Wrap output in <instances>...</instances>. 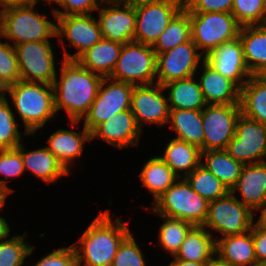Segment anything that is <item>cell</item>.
<instances>
[{
	"mask_svg": "<svg viewBox=\"0 0 266 266\" xmlns=\"http://www.w3.org/2000/svg\"><path fill=\"white\" fill-rule=\"evenodd\" d=\"M54 88L55 110H65L76 128L94 102L103 76L82 67L76 60L63 59ZM76 126V127H75Z\"/></svg>",
	"mask_w": 266,
	"mask_h": 266,
	"instance_id": "obj_1",
	"label": "cell"
},
{
	"mask_svg": "<svg viewBox=\"0 0 266 266\" xmlns=\"http://www.w3.org/2000/svg\"><path fill=\"white\" fill-rule=\"evenodd\" d=\"M110 210L101 211L77 243L72 244L78 266H111L119 245L131 233L128 221H113ZM128 225V226H127Z\"/></svg>",
	"mask_w": 266,
	"mask_h": 266,
	"instance_id": "obj_2",
	"label": "cell"
},
{
	"mask_svg": "<svg viewBox=\"0 0 266 266\" xmlns=\"http://www.w3.org/2000/svg\"><path fill=\"white\" fill-rule=\"evenodd\" d=\"M7 95L29 135H34L57 114L51 84L19 80L7 87Z\"/></svg>",
	"mask_w": 266,
	"mask_h": 266,
	"instance_id": "obj_3",
	"label": "cell"
},
{
	"mask_svg": "<svg viewBox=\"0 0 266 266\" xmlns=\"http://www.w3.org/2000/svg\"><path fill=\"white\" fill-rule=\"evenodd\" d=\"M38 3L9 6L0 10V36L15 46L24 42L50 41L57 37V24L34 9ZM13 43V44H12Z\"/></svg>",
	"mask_w": 266,
	"mask_h": 266,
	"instance_id": "obj_4",
	"label": "cell"
},
{
	"mask_svg": "<svg viewBox=\"0 0 266 266\" xmlns=\"http://www.w3.org/2000/svg\"><path fill=\"white\" fill-rule=\"evenodd\" d=\"M209 201L196 193L184 177H180L149 207L156 215H165L203 226Z\"/></svg>",
	"mask_w": 266,
	"mask_h": 266,
	"instance_id": "obj_5",
	"label": "cell"
},
{
	"mask_svg": "<svg viewBox=\"0 0 266 266\" xmlns=\"http://www.w3.org/2000/svg\"><path fill=\"white\" fill-rule=\"evenodd\" d=\"M191 39L198 50L206 56L224 42L239 37L241 25L232 13H189Z\"/></svg>",
	"mask_w": 266,
	"mask_h": 266,
	"instance_id": "obj_6",
	"label": "cell"
},
{
	"mask_svg": "<svg viewBox=\"0 0 266 266\" xmlns=\"http://www.w3.org/2000/svg\"><path fill=\"white\" fill-rule=\"evenodd\" d=\"M109 78L133 85L156 83V53L152 45L137 41L123 44Z\"/></svg>",
	"mask_w": 266,
	"mask_h": 266,
	"instance_id": "obj_7",
	"label": "cell"
},
{
	"mask_svg": "<svg viewBox=\"0 0 266 266\" xmlns=\"http://www.w3.org/2000/svg\"><path fill=\"white\" fill-rule=\"evenodd\" d=\"M254 213L245 206L236 195L230 192L214 201L209 202L208 214L203 226L213 235L214 230L222 236L244 234L251 230ZM211 229V230H210Z\"/></svg>",
	"mask_w": 266,
	"mask_h": 266,
	"instance_id": "obj_8",
	"label": "cell"
},
{
	"mask_svg": "<svg viewBox=\"0 0 266 266\" xmlns=\"http://www.w3.org/2000/svg\"><path fill=\"white\" fill-rule=\"evenodd\" d=\"M135 85L104 77L98 94L89 111L83 117L84 126L90 133L102 122L131 107V96Z\"/></svg>",
	"mask_w": 266,
	"mask_h": 266,
	"instance_id": "obj_9",
	"label": "cell"
},
{
	"mask_svg": "<svg viewBox=\"0 0 266 266\" xmlns=\"http://www.w3.org/2000/svg\"><path fill=\"white\" fill-rule=\"evenodd\" d=\"M14 48L22 81L53 85L58 73L50 41L24 42Z\"/></svg>",
	"mask_w": 266,
	"mask_h": 266,
	"instance_id": "obj_10",
	"label": "cell"
},
{
	"mask_svg": "<svg viewBox=\"0 0 266 266\" xmlns=\"http://www.w3.org/2000/svg\"><path fill=\"white\" fill-rule=\"evenodd\" d=\"M225 151L243 165L266 162V125L240 114Z\"/></svg>",
	"mask_w": 266,
	"mask_h": 266,
	"instance_id": "obj_11",
	"label": "cell"
},
{
	"mask_svg": "<svg viewBox=\"0 0 266 266\" xmlns=\"http://www.w3.org/2000/svg\"><path fill=\"white\" fill-rule=\"evenodd\" d=\"M240 114V104H207L202 109L203 151L225 150L235 136Z\"/></svg>",
	"mask_w": 266,
	"mask_h": 266,
	"instance_id": "obj_12",
	"label": "cell"
},
{
	"mask_svg": "<svg viewBox=\"0 0 266 266\" xmlns=\"http://www.w3.org/2000/svg\"><path fill=\"white\" fill-rule=\"evenodd\" d=\"M205 56L196 44L190 41L181 43L175 48L156 55V83H166L195 76L199 63Z\"/></svg>",
	"mask_w": 266,
	"mask_h": 266,
	"instance_id": "obj_13",
	"label": "cell"
},
{
	"mask_svg": "<svg viewBox=\"0 0 266 266\" xmlns=\"http://www.w3.org/2000/svg\"><path fill=\"white\" fill-rule=\"evenodd\" d=\"M56 23V36L59 38V45H63L64 48L62 59L76 60L102 39L99 23L92 14L59 16L56 17ZM64 36L69 41L70 46L77 50L75 53L71 54L67 51L62 39Z\"/></svg>",
	"mask_w": 266,
	"mask_h": 266,
	"instance_id": "obj_14",
	"label": "cell"
},
{
	"mask_svg": "<svg viewBox=\"0 0 266 266\" xmlns=\"http://www.w3.org/2000/svg\"><path fill=\"white\" fill-rule=\"evenodd\" d=\"M164 90L158 83L134 86L130 109L141 130L147 123L160 127L168 124L170 108Z\"/></svg>",
	"mask_w": 266,
	"mask_h": 266,
	"instance_id": "obj_15",
	"label": "cell"
},
{
	"mask_svg": "<svg viewBox=\"0 0 266 266\" xmlns=\"http://www.w3.org/2000/svg\"><path fill=\"white\" fill-rule=\"evenodd\" d=\"M98 23L102 38L121 44L134 41L135 7L123 1L101 2Z\"/></svg>",
	"mask_w": 266,
	"mask_h": 266,
	"instance_id": "obj_16",
	"label": "cell"
},
{
	"mask_svg": "<svg viewBox=\"0 0 266 266\" xmlns=\"http://www.w3.org/2000/svg\"><path fill=\"white\" fill-rule=\"evenodd\" d=\"M183 7L184 1H165L158 4L136 6L134 41L153 45L172 18Z\"/></svg>",
	"mask_w": 266,
	"mask_h": 266,
	"instance_id": "obj_17",
	"label": "cell"
},
{
	"mask_svg": "<svg viewBox=\"0 0 266 266\" xmlns=\"http://www.w3.org/2000/svg\"><path fill=\"white\" fill-rule=\"evenodd\" d=\"M205 61L240 89L252 76L245 63L243 45L239 37L213 49L205 56Z\"/></svg>",
	"mask_w": 266,
	"mask_h": 266,
	"instance_id": "obj_18",
	"label": "cell"
},
{
	"mask_svg": "<svg viewBox=\"0 0 266 266\" xmlns=\"http://www.w3.org/2000/svg\"><path fill=\"white\" fill-rule=\"evenodd\" d=\"M142 133L131 109H128L98 125L91 132V140L98 138L122 150L126 147L138 146Z\"/></svg>",
	"mask_w": 266,
	"mask_h": 266,
	"instance_id": "obj_19",
	"label": "cell"
},
{
	"mask_svg": "<svg viewBox=\"0 0 266 266\" xmlns=\"http://www.w3.org/2000/svg\"><path fill=\"white\" fill-rule=\"evenodd\" d=\"M240 193L241 202L253 213L266 205V162L244 165L230 193ZM255 210V211H254Z\"/></svg>",
	"mask_w": 266,
	"mask_h": 266,
	"instance_id": "obj_20",
	"label": "cell"
},
{
	"mask_svg": "<svg viewBox=\"0 0 266 266\" xmlns=\"http://www.w3.org/2000/svg\"><path fill=\"white\" fill-rule=\"evenodd\" d=\"M203 72L199 85L206 104H240V88L230 79L222 76L205 60L201 63Z\"/></svg>",
	"mask_w": 266,
	"mask_h": 266,
	"instance_id": "obj_21",
	"label": "cell"
},
{
	"mask_svg": "<svg viewBox=\"0 0 266 266\" xmlns=\"http://www.w3.org/2000/svg\"><path fill=\"white\" fill-rule=\"evenodd\" d=\"M215 255L230 266H255L257 264L253 226L250 231L221 237L216 241Z\"/></svg>",
	"mask_w": 266,
	"mask_h": 266,
	"instance_id": "obj_22",
	"label": "cell"
},
{
	"mask_svg": "<svg viewBox=\"0 0 266 266\" xmlns=\"http://www.w3.org/2000/svg\"><path fill=\"white\" fill-rule=\"evenodd\" d=\"M79 132L60 128L52 133L47 140V149L69 173L74 159L83 154L84 143L92 141L91 133L85 127Z\"/></svg>",
	"mask_w": 266,
	"mask_h": 266,
	"instance_id": "obj_23",
	"label": "cell"
},
{
	"mask_svg": "<svg viewBox=\"0 0 266 266\" xmlns=\"http://www.w3.org/2000/svg\"><path fill=\"white\" fill-rule=\"evenodd\" d=\"M239 38L245 63L252 75L266 73V24L241 26Z\"/></svg>",
	"mask_w": 266,
	"mask_h": 266,
	"instance_id": "obj_24",
	"label": "cell"
},
{
	"mask_svg": "<svg viewBox=\"0 0 266 266\" xmlns=\"http://www.w3.org/2000/svg\"><path fill=\"white\" fill-rule=\"evenodd\" d=\"M123 44L101 39L82 53L76 61L84 68L103 77H109L118 61Z\"/></svg>",
	"mask_w": 266,
	"mask_h": 266,
	"instance_id": "obj_25",
	"label": "cell"
},
{
	"mask_svg": "<svg viewBox=\"0 0 266 266\" xmlns=\"http://www.w3.org/2000/svg\"><path fill=\"white\" fill-rule=\"evenodd\" d=\"M26 150L24 144L21 143V155L25 171L29 170L32 175L46 184L71 174L46 146L32 151Z\"/></svg>",
	"mask_w": 266,
	"mask_h": 266,
	"instance_id": "obj_26",
	"label": "cell"
},
{
	"mask_svg": "<svg viewBox=\"0 0 266 266\" xmlns=\"http://www.w3.org/2000/svg\"><path fill=\"white\" fill-rule=\"evenodd\" d=\"M168 125L177 134L174 138L195 145L203 151L202 110L170 109Z\"/></svg>",
	"mask_w": 266,
	"mask_h": 266,
	"instance_id": "obj_27",
	"label": "cell"
},
{
	"mask_svg": "<svg viewBox=\"0 0 266 266\" xmlns=\"http://www.w3.org/2000/svg\"><path fill=\"white\" fill-rule=\"evenodd\" d=\"M217 236L212 235L204 226H193L175 258L184 261L207 262L215 256Z\"/></svg>",
	"mask_w": 266,
	"mask_h": 266,
	"instance_id": "obj_28",
	"label": "cell"
},
{
	"mask_svg": "<svg viewBox=\"0 0 266 266\" xmlns=\"http://www.w3.org/2000/svg\"><path fill=\"white\" fill-rule=\"evenodd\" d=\"M195 76L164 84L170 109L202 110L207 104Z\"/></svg>",
	"mask_w": 266,
	"mask_h": 266,
	"instance_id": "obj_29",
	"label": "cell"
},
{
	"mask_svg": "<svg viewBox=\"0 0 266 266\" xmlns=\"http://www.w3.org/2000/svg\"><path fill=\"white\" fill-rule=\"evenodd\" d=\"M241 114L266 125V76L252 75L240 89Z\"/></svg>",
	"mask_w": 266,
	"mask_h": 266,
	"instance_id": "obj_30",
	"label": "cell"
},
{
	"mask_svg": "<svg viewBox=\"0 0 266 266\" xmlns=\"http://www.w3.org/2000/svg\"><path fill=\"white\" fill-rule=\"evenodd\" d=\"M160 158L179 177H185L200 165L201 150L186 141L173 138L167 143Z\"/></svg>",
	"mask_w": 266,
	"mask_h": 266,
	"instance_id": "obj_31",
	"label": "cell"
},
{
	"mask_svg": "<svg viewBox=\"0 0 266 266\" xmlns=\"http://www.w3.org/2000/svg\"><path fill=\"white\" fill-rule=\"evenodd\" d=\"M142 187L153 196V203L180 177L160 158L151 157L139 173Z\"/></svg>",
	"mask_w": 266,
	"mask_h": 266,
	"instance_id": "obj_32",
	"label": "cell"
},
{
	"mask_svg": "<svg viewBox=\"0 0 266 266\" xmlns=\"http://www.w3.org/2000/svg\"><path fill=\"white\" fill-rule=\"evenodd\" d=\"M200 164L222 181L229 191L237 182L244 166L225 150L202 151Z\"/></svg>",
	"mask_w": 266,
	"mask_h": 266,
	"instance_id": "obj_33",
	"label": "cell"
},
{
	"mask_svg": "<svg viewBox=\"0 0 266 266\" xmlns=\"http://www.w3.org/2000/svg\"><path fill=\"white\" fill-rule=\"evenodd\" d=\"M191 40V23L188 10L183 7L170 21L152 45L156 55L175 48Z\"/></svg>",
	"mask_w": 266,
	"mask_h": 266,
	"instance_id": "obj_34",
	"label": "cell"
},
{
	"mask_svg": "<svg viewBox=\"0 0 266 266\" xmlns=\"http://www.w3.org/2000/svg\"><path fill=\"white\" fill-rule=\"evenodd\" d=\"M184 178L196 193L209 202L222 198L230 192L222 181L201 164Z\"/></svg>",
	"mask_w": 266,
	"mask_h": 266,
	"instance_id": "obj_35",
	"label": "cell"
},
{
	"mask_svg": "<svg viewBox=\"0 0 266 266\" xmlns=\"http://www.w3.org/2000/svg\"><path fill=\"white\" fill-rule=\"evenodd\" d=\"M158 216L163 219V223L158 230L159 244L173 257L180 249V246L193 225L178 218L165 215Z\"/></svg>",
	"mask_w": 266,
	"mask_h": 266,
	"instance_id": "obj_36",
	"label": "cell"
},
{
	"mask_svg": "<svg viewBox=\"0 0 266 266\" xmlns=\"http://www.w3.org/2000/svg\"><path fill=\"white\" fill-rule=\"evenodd\" d=\"M27 232L23 235L7 236L0 241V266H23L25 259L33 253L34 246L26 242Z\"/></svg>",
	"mask_w": 266,
	"mask_h": 266,
	"instance_id": "obj_37",
	"label": "cell"
},
{
	"mask_svg": "<svg viewBox=\"0 0 266 266\" xmlns=\"http://www.w3.org/2000/svg\"><path fill=\"white\" fill-rule=\"evenodd\" d=\"M16 114L12 111L9 100L0 101V149L16 148L22 143L24 136L29 134L24 130V134L19 132V123L16 122ZM23 136V137H22Z\"/></svg>",
	"mask_w": 266,
	"mask_h": 266,
	"instance_id": "obj_38",
	"label": "cell"
},
{
	"mask_svg": "<svg viewBox=\"0 0 266 266\" xmlns=\"http://www.w3.org/2000/svg\"><path fill=\"white\" fill-rule=\"evenodd\" d=\"M231 13L241 26L266 24V0H234Z\"/></svg>",
	"mask_w": 266,
	"mask_h": 266,
	"instance_id": "obj_39",
	"label": "cell"
},
{
	"mask_svg": "<svg viewBox=\"0 0 266 266\" xmlns=\"http://www.w3.org/2000/svg\"><path fill=\"white\" fill-rule=\"evenodd\" d=\"M25 172L21 155V144L12 149H0V184L11 194L13 189L8 187V179L18 178Z\"/></svg>",
	"mask_w": 266,
	"mask_h": 266,
	"instance_id": "obj_40",
	"label": "cell"
},
{
	"mask_svg": "<svg viewBox=\"0 0 266 266\" xmlns=\"http://www.w3.org/2000/svg\"><path fill=\"white\" fill-rule=\"evenodd\" d=\"M0 80L7 87L21 80L15 48L8 40H0Z\"/></svg>",
	"mask_w": 266,
	"mask_h": 266,
	"instance_id": "obj_41",
	"label": "cell"
},
{
	"mask_svg": "<svg viewBox=\"0 0 266 266\" xmlns=\"http://www.w3.org/2000/svg\"><path fill=\"white\" fill-rule=\"evenodd\" d=\"M130 233L119 245L111 266H146L143 251Z\"/></svg>",
	"mask_w": 266,
	"mask_h": 266,
	"instance_id": "obj_42",
	"label": "cell"
},
{
	"mask_svg": "<svg viewBox=\"0 0 266 266\" xmlns=\"http://www.w3.org/2000/svg\"><path fill=\"white\" fill-rule=\"evenodd\" d=\"M54 3L63 8L52 9L55 21L59 16L93 14L101 4L100 0H56Z\"/></svg>",
	"mask_w": 266,
	"mask_h": 266,
	"instance_id": "obj_43",
	"label": "cell"
},
{
	"mask_svg": "<svg viewBox=\"0 0 266 266\" xmlns=\"http://www.w3.org/2000/svg\"><path fill=\"white\" fill-rule=\"evenodd\" d=\"M34 266H78L77 257L72 244L60 247L40 258Z\"/></svg>",
	"mask_w": 266,
	"mask_h": 266,
	"instance_id": "obj_44",
	"label": "cell"
},
{
	"mask_svg": "<svg viewBox=\"0 0 266 266\" xmlns=\"http://www.w3.org/2000/svg\"><path fill=\"white\" fill-rule=\"evenodd\" d=\"M233 1L234 0H184V7L189 13H231Z\"/></svg>",
	"mask_w": 266,
	"mask_h": 266,
	"instance_id": "obj_45",
	"label": "cell"
},
{
	"mask_svg": "<svg viewBox=\"0 0 266 266\" xmlns=\"http://www.w3.org/2000/svg\"><path fill=\"white\" fill-rule=\"evenodd\" d=\"M253 243L257 263L266 262V231L259 230L254 224Z\"/></svg>",
	"mask_w": 266,
	"mask_h": 266,
	"instance_id": "obj_46",
	"label": "cell"
},
{
	"mask_svg": "<svg viewBox=\"0 0 266 266\" xmlns=\"http://www.w3.org/2000/svg\"><path fill=\"white\" fill-rule=\"evenodd\" d=\"M259 210L260 216L258 217V220L253 222V224L259 229L266 231V205L257 209L256 212Z\"/></svg>",
	"mask_w": 266,
	"mask_h": 266,
	"instance_id": "obj_47",
	"label": "cell"
},
{
	"mask_svg": "<svg viewBox=\"0 0 266 266\" xmlns=\"http://www.w3.org/2000/svg\"><path fill=\"white\" fill-rule=\"evenodd\" d=\"M1 210V209H0ZM10 226L6 218L0 214V241L5 239L7 236H10Z\"/></svg>",
	"mask_w": 266,
	"mask_h": 266,
	"instance_id": "obj_48",
	"label": "cell"
},
{
	"mask_svg": "<svg viewBox=\"0 0 266 266\" xmlns=\"http://www.w3.org/2000/svg\"><path fill=\"white\" fill-rule=\"evenodd\" d=\"M206 262H193L177 259L173 256V260L169 263V266H205Z\"/></svg>",
	"mask_w": 266,
	"mask_h": 266,
	"instance_id": "obj_49",
	"label": "cell"
},
{
	"mask_svg": "<svg viewBox=\"0 0 266 266\" xmlns=\"http://www.w3.org/2000/svg\"><path fill=\"white\" fill-rule=\"evenodd\" d=\"M125 2L131 4L132 6H142L147 4H158L165 1H184V0H124Z\"/></svg>",
	"mask_w": 266,
	"mask_h": 266,
	"instance_id": "obj_50",
	"label": "cell"
},
{
	"mask_svg": "<svg viewBox=\"0 0 266 266\" xmlns=\"http://www.w3.org/2000/svg\"><path fill=\"white\" fill-rule=\"evenodd\" d=\"M33 0H0V10L9 6L25 5Z\"/></svg>",
	"mask_w": 266,
	"mask_h": 266,
	"instance_id": "obj_51",
	"label": "cell"
},
{
	"mask_svg": "<svg viewBox=\"0 0 266 266\" xmlns=\"http://www.w3.org/2000/svg\"><path fill=\"white\" fill-rule=\"evenodd\" d=\"M9 195L10 193L0 184V209L5 205Z\"/></svg>",
	"mask_w": 266,
	"mask_h": 266,
	"instance_id": "obj_52",
	"label": "cell"
},
{
	"mask_svg": "<svg viewBox=\"0 0 266 266\" xmlns=\"http://www.w3.org/2000/svg\"><path fill=\"white\" fill-rule=\"evenodd\" d=\"M205 266H230L227 263L221 261L216 255L205 263Z\"/></svg>",
	"mask_w": 266,
	"mask_h": 266,
	"instance_id": "obj_53",
	"label": "cell"
},
{
	"mask_svg": "<svg viewBox=\"0 0 266 266\" xmlns=\"http://www.w3.org/2000/svg\"><path fill=\"white\" fill-rule=\"evenodd\" d=\"M7 86L0 80V101L6 99Z\"/></svg>",
	"mask_w": 266,
	"mask_h": 266,
	"instance_id": "obj_54",
	"label": "cell"
},
{
	"mask_svg": "<svg viewBox=\"0 0 266 266\" xmlns=\"http://www.w3.org/2000/svg\"><path fill=\"white\" fill-rule=\"evenodd\" d=\"M33 1L39 3L40 0H33ZM43 1H45L44 3H46V4L48 3V5L50 3V5L52 6V3H54L56 0H43Z\"/></svg>",
	"mask_w": 266,
	"mask_h": 266,
	"instance_id": "obj_55",
	"label": "cell"
},
{
	"mask_svg": "<svg viewBox=\"0 0 266 266\" xmlns=\"http://www.w3.org/2000/svg\"><path fill=\"white\" fill-rule=\"evenodd\" d=\"M255 266H266V262H259Z\"/></svg>",
	"mask_w": 266,
	"mask_h": 266,
	"instance_id": "obj_56",
	"label": "cell"
},
{
	"mask_svg": "<svg viewBox=\"0 0 266 266\" xmlns=\"http://www.w3.org/2000/svg\"><path fill=\"white\" fill-rule=\"evenodd\" d=\"M123 1V0H100V2Z\"/></svg>",
	"mask_w": 266,
	"mask_h": 266,
	"instance_id": "obj_57",
	"label": "cell"
}]
</instances>
